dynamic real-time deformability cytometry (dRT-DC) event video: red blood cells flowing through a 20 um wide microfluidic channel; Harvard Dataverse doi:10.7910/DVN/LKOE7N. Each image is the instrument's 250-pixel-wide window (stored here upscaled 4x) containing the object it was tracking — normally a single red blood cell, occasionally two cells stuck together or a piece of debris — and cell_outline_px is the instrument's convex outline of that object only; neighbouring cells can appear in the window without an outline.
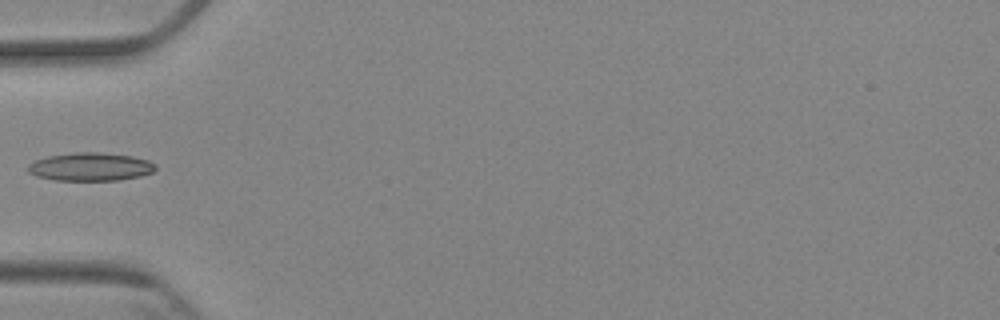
{"species": "Egyptian fruit bat (a non-hibernating species)", "species_latin": "Rousettus aegyptiacus", "temperature_condition": "cold", "stored_images_in_passage": 1, "camera_frame_rate_fps": 3000, "um_per_image_px": 0.085, "animal": {"sex": "female"}, "frame": {"image": 1, "passage_image": 1, "time_ms": 0.0, "image_size_px": [1000, 320], "cell_outline_px": [[156, 168], [152, 172], [140, 176], [120, 180], [56, 180], [36, 176], [28, 172], [28, 164], [36, 160], [48, 156], [76, 152], [100, 152], [132, 156], [148, 160], [156, 164]], "centroid_in_image_um": [7.7, 14.17], "position_along_channel_um": 77.3, "area_um2": 20.92}}